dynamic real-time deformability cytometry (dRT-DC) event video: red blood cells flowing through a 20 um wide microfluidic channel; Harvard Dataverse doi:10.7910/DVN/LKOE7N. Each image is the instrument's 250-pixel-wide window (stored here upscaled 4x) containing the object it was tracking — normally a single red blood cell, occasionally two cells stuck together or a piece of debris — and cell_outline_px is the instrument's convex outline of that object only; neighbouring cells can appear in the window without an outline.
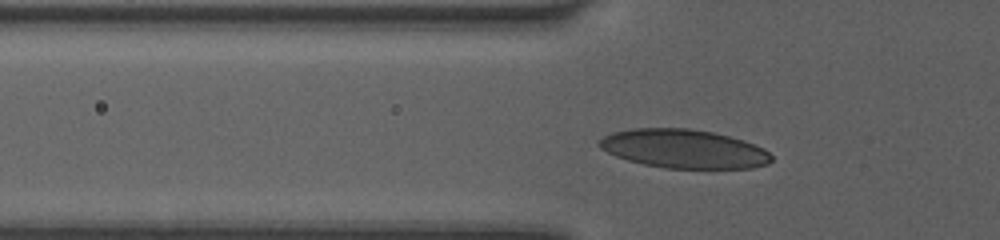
{"species": "human", "species_latin": "Homo sapiens", "temperature_condition": "room temperature", "stored_images_in_passage": 41, "camera_frame_rate_fps": 3000, "um_per_image_px": 0.085, "donor": {"sex": "female"}, "frame": {"image": 1, "passage_image": 10, "time_ms": 3.0, "image_size_px": [1000, 240], "cell_outline_px": [[772, 160], [768, 164], [752, 168], [664, 168], [644, 164], [628, 160], [616, 156], [600, 148], [596, 144], [604, 136], [612, 132], [632, 128], [688, 128], [712, 132], [728, 136], [764, 148], [772, 156]], "centroid_in_image_um": [58.1, 12.65], "position_along_channel_um": 67.7, "area_um2": 38.73}}
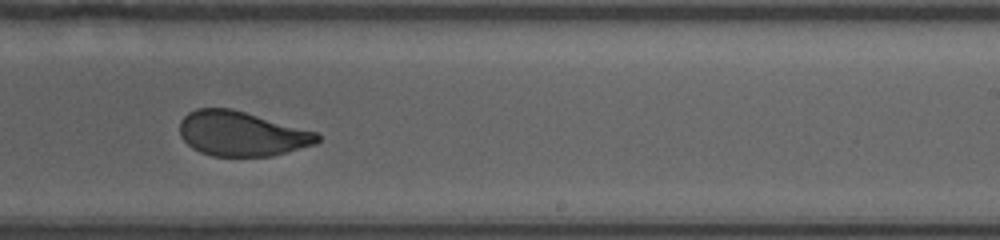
{"frame": {"image": 2, "passage_image": 25, "time_ms": 8.0, "image_size_px": [1000, 240], "cell_outline_px": [[320, 140], [316, 144], [272, 156], [212, 156], [200, 152], [192, 148], [180, 136], [180, 120], [188, 112], [196, 108], [232, 108], [316, 132], [320, 136]], "centroid_in_image_um": [20.52, 11.36], "position_along_channel_um": 268.5, "area_um2": 35.89}}
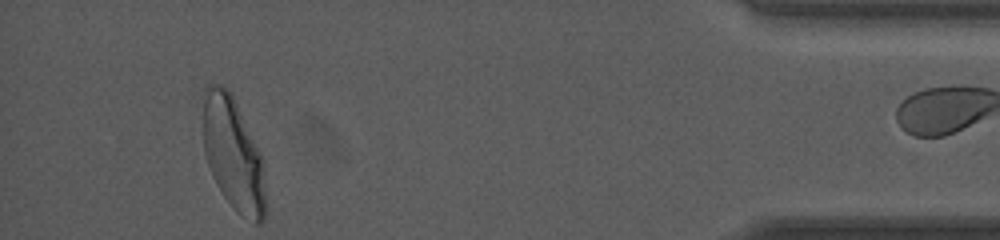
{"frame": {"image": 3, "passage_image": 40, "time_ms": 13.0, "image_size_px": [1000, 240], "cell_outline_px": [[264, 220], [260, 224], [256, 224], [236, 212], [232, 208], [216, 184], [212, 176], [204, 152], [204, 88], [208, 84], [224, 84], [232, 92], [264, 160]], "centroid_in_image_um": [19.83, 13.06], "position_along_channel_um": 415.4, "area_um2": 41.38}}